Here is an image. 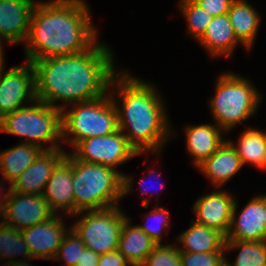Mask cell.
Instances as JSON below:
<instances>
[{"label":"cell","mask_w":266,"mask_h":266,"mask_svg":"<svg viewBox=\"0 0 266 266\" xmlns=\"http://www.w3.org/2000/svg\"><path fill=\"white\" fill-rule=\"evenodd\" d=\"M32 63L37 100L59 110L108 94L118 72L111 48L98 41L82 53L51 56ZM59 101L63 104L57 105Z\"/></svg>","instance_id":"1"},{"label":"cell","mask_w":266,"mask_h":266,"mask_svg":"<svg viewBox=\"0 0 266 266\" xmlns=\"http://www.w3.org/2000/svg\"><path fill=\"white\" fill-rule=\"evenodd\" d=\"M89 7L83 0L37 2L25 43V61L75 55L88 50L98 38Z\"/></svg>","instance_id":"2"},{"label":"cell","mask_w":266,"mask_h":266,"mask_svg":"<svg viewBox=\"0 0 266 266\" xmlns=\"http://www.w3.org/2000/svg\"><path fill=\"white\" fill-rule=\"evenodd\" d=\"M111 87L114 89L109 94L117 111L121 132L139 155L151 151L158 156L165 142L173 136L158 89L125 70L113 77ZM116 98H120L119 101Z\"/></svg>","instance_id":"3"},{"label":"cell","mask_w":266,"mask_h":266,"mask_svg":"<svg viewBox=\"0 0 266 266\" xmlns=\"http://www.w3.org/2000/svg\"><path fill=\"white\" fill-rule=\"evenodd\" d=\"M74 215L113 207L131 194L133 178L109 166L87 163L73 156Z\"/></svg>","instance_id":"4"},{"label":"cell","mask_w":266,"mask_h":266,"mask_svg":"<svg viewBox=\"0 0 266 266\" xmlns=\"http://www.w3.org/2000/svg\"><path fill=\"white\" fill-rule=\"evenodd\" d=\"M215 87L209 107L216 125L226 133L257 112L262 96L247 78L228 71L218 77Z\"/></svg>","instance_id":"5"},{"label":"cell","mask_w":266,"mask_h":266,"mask_svg":"<svg viewBox=\"0 0 266 266\" xmlns=\"http://www.w3.org/2000/svg\"><path fill=\"white\" fill-rule=\"evenodd\" d=\"M0 132L26 138L23 143L37 145L43 150L60 149L58 140L62 141V110L35 100L31 106L4 115L0 119ZM44 142L51 146H44Z\"/></svg>","instance_id":"6"},{"label":"cell","mask_w":266,"mask_h":266,"mask_svg":"<svg viewBox=\"0 0 266 266\" xmlns=\"http://www.w3.org/2000/svg\"><path fill=\"white\" fill-rule=\"evenodd\" d=\"M71 105V109L62 110V142L67 141L73 148L86 138L107 136L119 130L117 111L109 93Z\"/></svg>","instance_id":"7"},{"label":"cell","mask_w":266,"mask_h":266,"mask_svg":"<svg viewBox=\"0 0 266 266\" xmlns=\"http://www.w3.org/2000/svg\"><path fill=\"white\" fill-rule=\"evenodd\" d=\"M78 214L82 215L81 218L70 226L86 248L99 255L118 249L123 222L126 218L118 205L100 210L80 211L73 216Z\"/></svg>","instance_id":"8"},{"label":"cell","mask_w":266,"mask_h":266,"mask_svg":"<svg viewBox=\"0 0 266 266\" xmlns=\"http://www.w3.org/2000/svg\"><path fill=\"white\" fill-rule=\"evenodd\" d=\"M73 149L71 154L77 160L109 166L115 170H118V165L139 156L120 129L107 136L86 138Z\"/></svg>","instance_id":"9"},{"label":"cell","mask_w":266,"mask_h":266,"mask_svg":"<svg viewBox=\"0 0 266 266\" xmlns=\"http://www.w3.org/2000/svg\"><path fill=\"white\" fill-rule=\"evenodd\" d=\"M36 98L35 68L32 62L16 65L0 76V119Z\"/></svg>","instance_id":"10"},{"label":"cell","mask_w":266,"mask_h":266,"mask_svg":"<svg viewBox=\"0 0 266 266\" xmlns=\"http://www.w3.org/2000/svg\"><path fill=\"white\" fill-rule=\"evenodd\" d=\"M54 215L43 195L10 191L1 218L2 223L21 231Z\"/></svg>","instance_id":"11"},{"label":"cell","mask_w":266,"mask_h":266,"mask_svg":"<svg viewBox=\"0 0 266 266\" xmlns=\"http://www.w3.org/2000/svg\"><path fill=\"white\" fill-rule=\"evenodd\" d=\"M235 201L231 224L225 240L266 241V197L262 194L248 201L236 218Z\"/></svg>","instance_id":"12"},{"label":"cell","mask_w":266,"mask_h":266,"mask_svg":"<svg viewBox=\"0 0 266 266\" xmlns=\"http://www.w3.org/2000/svg\"><path fill=\"white\" fill-rule=\"evenodd\" d=\"M235 197L222 189L210 192L198 198L193 205L197 224L213 228L225 237L229 231Z\"/></svg>","instance_id":"13"},{"label":"cell","mask_w":266,"mask_h":266,"mask_svg":"<svg viewBox=\"0 0 266 266\" xmlns=\"http://www.w3.org/2000/svg\"><path fill=\"white\" fill-rule=\"evenodd\" d=\"M66 228L62 217L55 214L44 222L21 230V234L33 259L53 260L64 235L69 230Z\"/></svg>","instance_id":"14"},{"label":"cell","mask_w":266,"mask_h":266,"mask_svg":"<svg viewBox=\"0 0 266 266\" xmlns=\"http://www.w3.org/2000/svg\"><path fill=\"white\" fill-rule=\"evenodd\" d=\"M73 155L67 153L57 164L46 183L43 197L51 210L58 214V210H64L66 216L74 215L73 192Z\"/></svg>","instance_id":"15"},{"label":"cell","mask_w":266,"mask_h":266,"mask_svg":"<svg viewBox=\"0 0 266 266\" xmlns=\"http://www.w3.org/2000/svg\"><path fill=\"white\" fill-rule=\"evenodd\" d=\"M64 149L43 150L11 185L10 191L43 195L46 183L57 164L66 156Z\"/></svg>","instance_id":"16"},{"label":"cell","mask_w":266,"mask_h":266,"mask_svg":"<svg viewBox=\"0 0 266 266\" xmlns=\"http://www.w3.org/2000/svg\"><path fill=\"white\" fill-rule=\"evenodd\" d=\"M35 0H0V40L10 44L26 41Z\"/></svg>","instance_id":"17"},{"label":"cell","mask_w":266,"mask_h":266,"mask_svg":"<svg viewBox=\"0 0 266 266\" xmlns=\"http://www.w3.org/2000/svg\"><path fill=\"white\" fill-rule=\"evenodd\" d=\"M243 167L236 149L225 139L223 144L197 168L210 179L216 188L222 187Z\"/></svg>","instance_id":"18"},{"label":"cell","mask_w":266,"mask_h":266,"mask_svg":"<svg viewBox=\"0 0 266 266\" xmlns=\"http://www.w3.org/2000/svg\"><path fill=\"white\" fill-rule=\"evenodd\" d=\"M223 132L215 123L186 126V149L193 158L195 167L208 159L223 144Z\"/></svg>","instance_id":"19"},{"label":"cell","mask_w":266,"mask_h":266,"mask_svg":"<svg viewBox=\"0 0 266 266\" xmlns=\"http://www.w3.org/2000/svg\"><path fill=\"white\" fill-rule=\"evenodd\" d=\"M198 41L211 57H228L240 43L235 37L228 13L213 17Z\"/></svg>","instance_id":"20"},{"label":"cell","mask_w":266,"mask_h":266,"mask_svg":"<svg viewBox=\"0 0 266 266\" xmlns=\"http://www.w3.org/2000/svg\"><path fill=\"white\" fill-rule=\"evenodd\" d=\"M130 220L128 216L124 219L117 250L132 266H140L157 243L137 225L131 226Z\"/></svg>","instance_id":"21"},{"label":"cell","mask_w":266,"mask_h":266,"mask_svg":"<svg viewBox=\"0 0 266 266\" xmlns=\"http://www.w3.org/2000/svg\"><path fill=\"white\" fill-rule=\"evenodd\" d=\"M177 241L180 252L206 253L225 251V236L218 230L197 224L192 220L189 229L182 232ZM183 244V246H182Z\"/></svg>","instance_id":"22"},{"label":"cell","mask_w":266,"mask_h":266,"mask_svg":"<svg viewBox=\"0 0 266 266\" xmlns=\"http://www.w3.org/2000/svg\"><path fill=\"white\" fill-rule=\"evenodd\" d=\"M228 15L235 37L241 45L250 50L260 26L258 11L247 0H234Z\"/></svg>","instance_id":"23"},{"label":"cell","mask_w":266,"mask_h":266,"mask_svg":"<svg viewBox=\"0 0 266 266\" xmlns=\"http://www.w3.org/2000/svg\"><path fill=\"white\" fill-rule=\"evenodd\" d=\"M43 151L39 146L21 143L9 149L0 151V171L10 185L26 170Z\"/></svg>","instance_id":"24"},{"label":"cell","mask_w":266,"mask_h":266,"mask_svg":"<svg viewBox=\"0 0 266 266\" xmlns=\"http://www.w3.org/2000/svg\"><path fill=\"white\" fill-rule=\"evenodd\" d=\"M228 141L236 149L243 166L248 163L263 170L264 132L262 130L255 128L244 130L238 138L237 145L230 139Z\"/></svg>","instance_id":"25"},{"label":"cell","mask_w":266,"mask_h":266,"mask_svg":"<svg viewBox=\"0 0 266 266\" xmlns=\"http://www.w3.org/2000/svg\"><path fill=\"white\" fill-rule=\"evenodd\" d=\"M240 250L234 263L225 261L229 266H265L266 265V241H239L225 240V252Z\"/></svg>","instance_id":"26"},{"label":"cell","mask_w":266,"mask_h":266,"mask_svg":"<svg viewBox=\"0 0 266 266\" xmlns=\"http://www.w3.org/2000/svg\"><path fill=\"white\" fill-rule=\"evenodd\" d=\"M33 259L26 241L24 240L21 231L14 227H10L0 221V259H9L7 263H25V261L13 260L16 256H21Z\"/></svg>","instance_id":"27"},{"label":"cell","mask_w":266,"mask_h":266,"mask_svg":"<svg viewBox=\"0 0 266 266\" xmlns=\"http://www.w3.org/2000/svg\"><path fill=\"white\" fill-rule=\"evenodd\" d=\"M178 7L187 21L188 34L198 40L204 34L213 17L193 0H179Z\"/></svg>","instance_id":"28"},{"label":"cell","mask_w":266,"mask_h":266,"mask_svg":"<svg viewBox=\"0 0 266 266\" xmlns=\"http://www.w3.org/2000/svg\"><path fill=\"white\" fill-rule=\"evenodd\" d=\"M86 248L81 238L69 226V230L64 235L61 245L58 248L57 254L53 260H63L66 262L62 266H76L82 252Z\"/></svg>","instance_id":"29"},{"label":"cell","mask_w":266,"mask_h":266,"mask_svg":"<svg viewBox=\"0 0 266 266\" xmlns=\"http://www.w3.org/2000/svg\"><path fill=\"white\" fill-rule=\"evenodd\" d=\"M140 266H182L177 245L157 244Z\"/></svg>","instance_id":"30"},{"label":"cell","mask_w":266,"mask_h":266,"mask_svg":"<svg viewBox=\"0 0 266 266\" xmlns=\"http://www.w3.org/2000/svg\"><path fill=\"white\" fill-rule=\"evenodd\" d=\"M170 214L167 209L164 207H160L159 205L154 207L152 211H150L146 216H144L146 220L149 218H154V222L159 223L157 225H148L147 222L145 225H137L146 235H148L154 242L157 244H161L162 242V231L170 229ZM158 220V221H157ZM165 229V230H164Z\"/></svg>","instance_id":"31"},{"label":"cell","mask_w":266,"mask_h":266,"mask_svg":"<svg viewBox=\"0 0 266 266\" xmlns=\"http://www.w3.org/2000/svg\"><path fill=\"white\" fill-rule=\"evenodd\" d=\"M225 251L206 253L181 252L182 266H221L225 261Z\"/></svg>","instance_id":"32"},{"label":"cell","mask_w":266,"mask_h":266,"mask_svg":"<svg viewBox=\"0 0 266 266\" xmlns=\"http://www.w3.org/2000/svg\"><path fill=\"white\" fill-rule=\"evenodd\" d=\"M212 17L228 13L234 0H193Z\"/></svg>","instance_id":"33"},{"label":"cell","mask_w":266,"mask_h":266,"mask_svg":"<svg viewBox=\"0 0 266 266\" xmlns=\"http://www.w3.org/2000/svg\"><path fill=\"white\" fill-rule=\"evenodd\" d=\"M97 266H132L118 251H112L100 255Z\"/></svg>","instance_id":"34"},{"label":"cell","mask_w":266,"mask_h":266,"mask_svg":"<svg viewBox=\"0 0 266 266\" xmlns=\"http://www.w3.org/2000/svg\"><path fill=\"white\" fill-rule=\"evenodd\" d=\"M99 257V254H96L89 248H85L76 266H97Z\"/></svg>","instance_id":"35"},{"label":"cell","mask_w":266,"mask_h":266,"mask_svg":"<svg viewBox=\"0 0 266 266\" xmlns=\"http://www.w3.org/2000/svg\"><path fill=\"white\" fill-rule=\"evenodd\" d=\"M1 185L2 184V180H0V188H1ZM3 192V191H0V193ZM6 193H3V194H0V216H2L3 214V211H4V207H5V203L7 201V198H8V195H9V192H10V189H6L5 191ZM2 196V197H1Z\"/></svg>","instance_id":"36"},{"label":"cell","mask_w":266,"mask_h":266,"mask_svg":"<svg viewBox=\"0 0 266 266\" xmlns=\"http://www.w3.org/2000/svg\"><path fill=\"white\" fill-rule=\"evenodd\" d=\"M148 173H149L150 175L153 173L152 176L154 175L153 177H155V178L157 177V180L159 179V177L156 176V174L159 175V173L156 172L155 170H151V168H150V170L148 171ZM141 180H142V181L139 182V187H140V188L144 187V185H145L144 182H143V181H145V178H142ZM158 182H159V180H158ZM147 184H148V183H147ZM147 189H148L147 187H146V188H145V187L143 188V191H142V192H143V195H142V197H141L142 200L144 199V196H146V194L149 193Z\"/></svg>","instance_id":"37"},{"label":"cell","mask_w":266,"mask_h":266,"mask_svg":"<svg viewBox=\"0 0 266 266\" xmlns=\"http://www.w3.org/2000/svg\"><path fill=\"white\" fill-rule=\"evenodd\" d=\"M3 45H2V41L0 40V76L2 75V73H3V71H4V69H5V66H4V64H6L4 61V53H3V47H2Z\"/></svg>","instance_id":"38"},{"label":"cell","mask_w":266,"mask_h":266,"mask_svg":"<svg viewBox=\"0 0 266 266\" xmlns=\"http://www.w3.org/2000/svg\"><path fill=\"white\" fill-rule=\"evenodd\" d=\"M263 170L266 171V131H264V156H263Z\"/></svg>","instance_id":"39"},{"label":"cell","mask_w":266,"mask_h":266,"mask_svg":"<svg viewBox=\"0 0 266 266\" xmlns=\"http://www.w3.org/2000/svg\"><path fill=\"white\" fill-rule=\"evenodd\" d=\"M2 266H32L29 263L25 262V263H5Z\"/></svg>","instance_id":"40"},{"label":"cell","mask_w":266,"mask_h":266,"mask_svg":"<svg viewBox=\"0 0 266 266\" xmlns=\"http://www.w3.org/2000/svg\"><path fill=\"white\" fill-rule=\"evenodd\" d=\"M221 266H229L228 263L226 261H224Z\"/></svg>","instance_id":"41"}]
</instances>
